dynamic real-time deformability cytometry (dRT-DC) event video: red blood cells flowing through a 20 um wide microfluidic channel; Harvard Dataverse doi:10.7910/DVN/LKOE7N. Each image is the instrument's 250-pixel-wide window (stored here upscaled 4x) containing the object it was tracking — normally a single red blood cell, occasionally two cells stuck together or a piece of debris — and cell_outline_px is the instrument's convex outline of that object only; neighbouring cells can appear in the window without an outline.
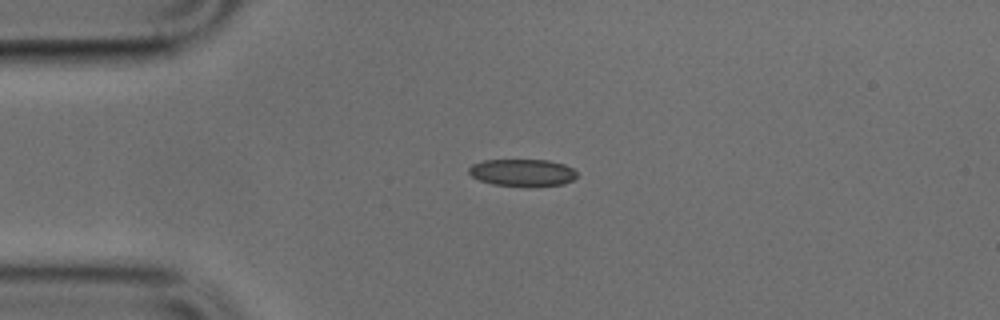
{"species": "common noctule bat (a hibernating species)", "species_latin": "Nyctalus noctula", "temperature_condition": "cold", "stored_images_in_passage": 39, "camera_frame_rate_fps": 3000, "um_per_image_px": 0.085, "animal": {"sex": "male", "body_mass_g": 17.9, "forearm_length_mm": 54.2}, "frame": {"image": 1, "passage_image": 1, "time_ms": 0.0, "image_size_px": [1000, 320], "cell_outline_px": [[576, 176], [572, 180], [564, 184], [492, 184], [480, 180], [472, 176], [468, 172], [468, 168], [472, 164], [484, 160], [548, 160], [564, 164], [572, 168], [576, 172]], "centroid_in_image_um": [44.37, 14.63], "position_along_channel_um": 40.6, "area_um2": 16.42}}
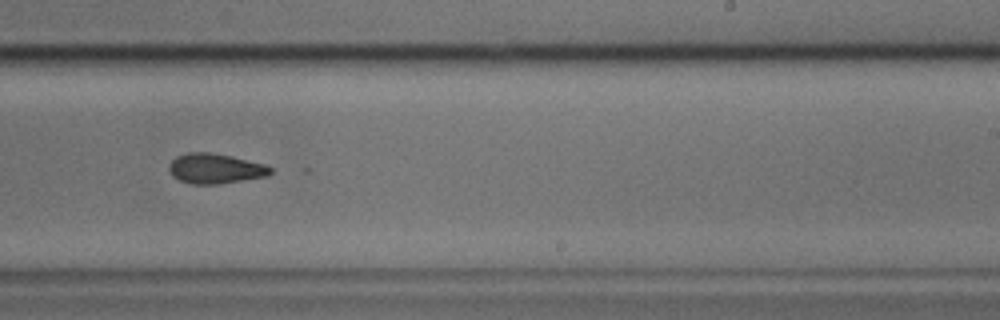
{"frame": {"image": 2, "passage_image": 20, "time_ms": 6.333, "image_size_px": [1000, 320], "cell_outline_px": [[272, 172], [268, 176], [216, 184], [192, 184], [180, 180], [172, 176], [168, 168], [168, 164], [176, 156], [188, 152], [208, 152], [232, 156], [264, 164], [272, 168]], "centroid_in_image_um": [18.27, 14.32], "position_along_channel_um": 270.7, "area_um2": 17.74}}
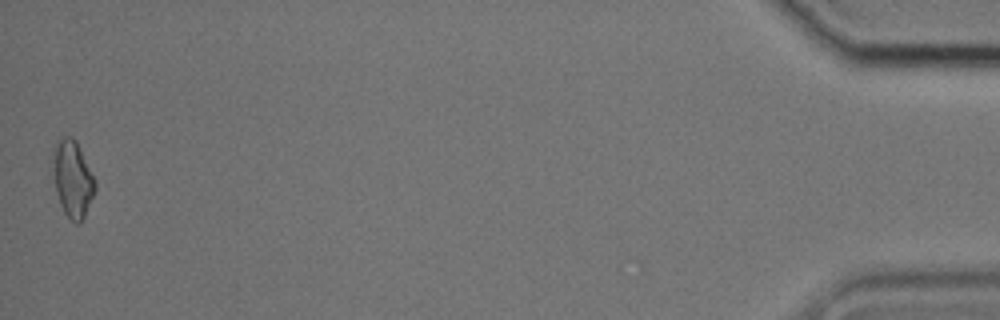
{"frame": {"image": 3, "passage_image": 39, "time_ms": 12.667, "image_size_px": [1000, 320], "cell_outline_px": [[96, 188], [84, 216], [80, 224], [76, 224], [64, 212], [60, 204], [56, 188], [52, 152], [52, 148], [56, 140], [64, 136], [72, 136], [76, 140], [80, 148], [96, 184]], "centroid_in_image_um": [6.16, 15.16], "position_along_channel_um": 429.0, "area_um2": 18.5}}